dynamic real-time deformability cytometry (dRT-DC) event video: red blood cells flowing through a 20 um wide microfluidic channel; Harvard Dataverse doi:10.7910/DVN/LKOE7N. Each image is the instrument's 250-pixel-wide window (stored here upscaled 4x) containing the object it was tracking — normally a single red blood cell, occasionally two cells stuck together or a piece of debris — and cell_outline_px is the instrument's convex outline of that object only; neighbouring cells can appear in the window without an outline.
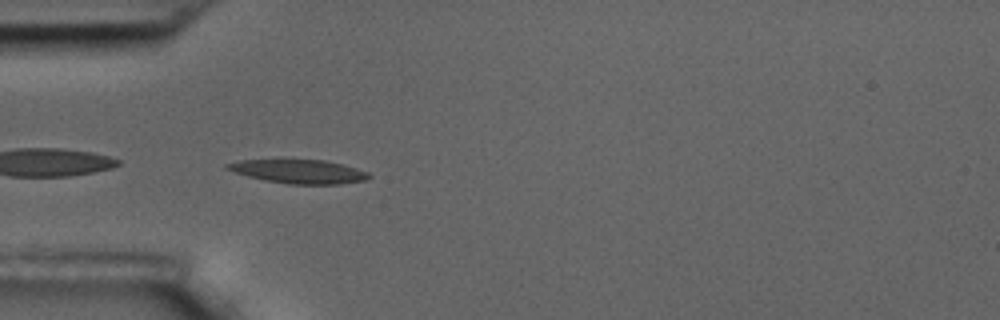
{"species": "common noctule bat (a hibernating species)", "species_latin": "Nyctalus noctula", "temperature_condition": "room temperature", "stored_images_in_passage": 42, "camera_frame_rate_fps": 3000, "um_per_image_px": 0.085, "animal": {"sex": "male", "body_mass_g": 17.5, "forearm_length_mm": 52.3}, "frame": {"image": 1, "passage_image": 1, "time_ms": 0.0, "image_size_px": [1000, 320], "cell_outline_px": [[372, 176], [364, 180], [340, 184], [288, 184], [264, 180], [248, 176], [224, 168], [224, 164], [240, 160], [280, 156], [324, 160], [356, 168], [368, 172]], "centroid_in_image_um": [25.3, 14.51], "position_along_channel_um": 59.7, "area_um2": 20.63}}
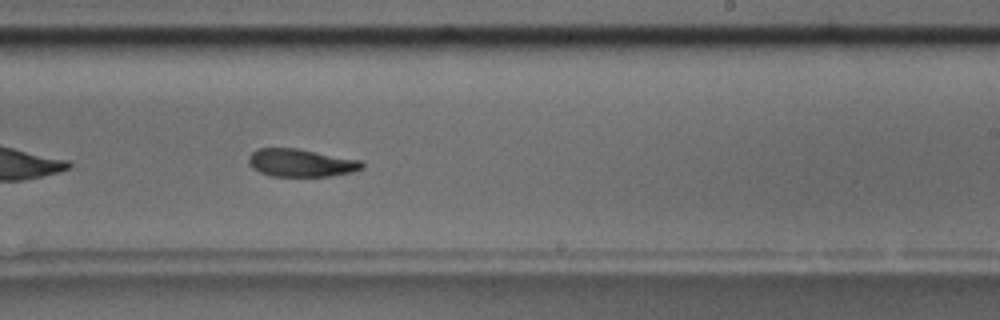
{"frame": {"image": 2, "passage_image": 19, "time_ms": 6.0, "image_size_px": [1000, 320], "cell_outline_px": [[364, 168], [352, 172], [332, 176], [272, 176], [260, 172], [252, 168], [248, 164], [248, 156], [256, 148], [296, 148], [360, 160], [364, 164]], "centroid_in_image_um": [25.56, 13.84], "position_along_channel_um": 263.4, "area_um2": 18.44}, "authors_computed_cell_mechanics": {"area_um2": 18.9873, "velocity_mm_per_s": 3.4526, "shape_relaxation_time_tau1_ms": 9.1624, "shape_relaxation_time_tau2_ms": 5.519, "deformation_change_tau1": 0.2008, "deformation_change_tau2": 0.1243}}